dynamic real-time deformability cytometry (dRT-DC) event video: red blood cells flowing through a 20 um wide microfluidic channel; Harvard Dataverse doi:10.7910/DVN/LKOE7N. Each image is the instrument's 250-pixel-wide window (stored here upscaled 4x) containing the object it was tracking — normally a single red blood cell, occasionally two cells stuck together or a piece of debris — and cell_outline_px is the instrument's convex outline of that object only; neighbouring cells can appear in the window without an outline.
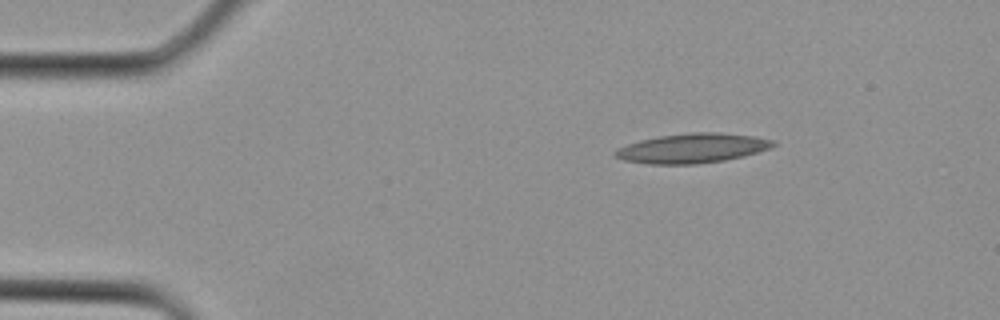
{"species": "Egyptian fruit bat (a non-hibernating species)", "species_latin": "Rousettus aegyptiacus", "temperature_condition": "cold", "stored_images_in_passage": 2, "camera_frame_rate_fps": 3000, "um_per_image_px": 0.085, "animal": {"sex": "female"}, "frame": {"image": 1, "passage_image": 1, "time_ms": 0.0, "image_size_px": [1000, 320], "cell_outline_px": [[776, 144], [772, 148], [744, 156], [724, 160], [696, 164], [648, 164], [624, 160], [612, 156], [612, 152], [616, 148], [640, 140], [660, 136], [688, 132], [720, 132], [756, 136], [776, 140]], "centroid_in_image_um": [58.86, 12.59], "position_along_channel_um": 26.1, "area_um2": 27.57}}